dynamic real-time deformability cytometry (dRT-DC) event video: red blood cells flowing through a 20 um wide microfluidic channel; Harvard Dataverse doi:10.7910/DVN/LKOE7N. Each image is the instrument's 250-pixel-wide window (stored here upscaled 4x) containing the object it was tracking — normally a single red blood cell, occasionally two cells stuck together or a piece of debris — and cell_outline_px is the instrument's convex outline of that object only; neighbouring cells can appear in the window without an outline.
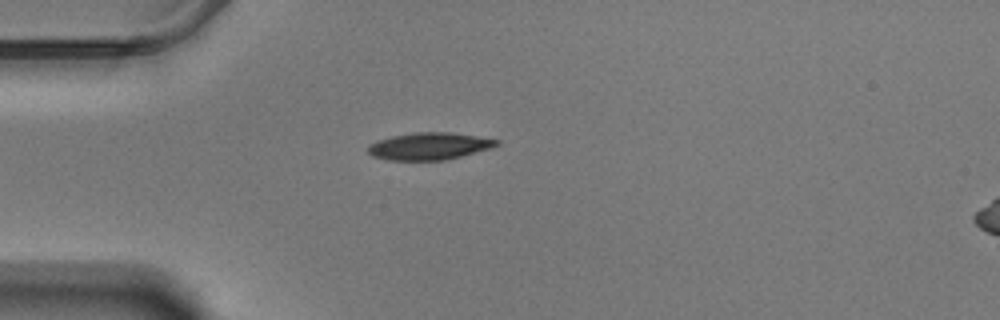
{"species": "Egyptian fruit bat (a non-hibernating species)", "species_latin": "Rousettus aegyptiacus", "temperature_condition": "warm", "stored_images_in_passage": 43, "camera_frame_rate_fps": 3000, "um_per_image_px": 0.085, "animal": {"sex": "male"}, "frame": {"image": 1, "passage_image": 1, "time_ms": 0.0, "image_size_px": [1000, 320], "cell_outline_px": [[500, 144], [492, 148], [444, 160], [392, 160], [372, 156], [368, 152], [368, 144], [376, 140], [392, 136], [412, 132], [452, 132], [500, 140]], "centroid_in_image_um": [36.48, 12.41], "position_along_channel_um": 48.5, "area_um2": 20.4}}
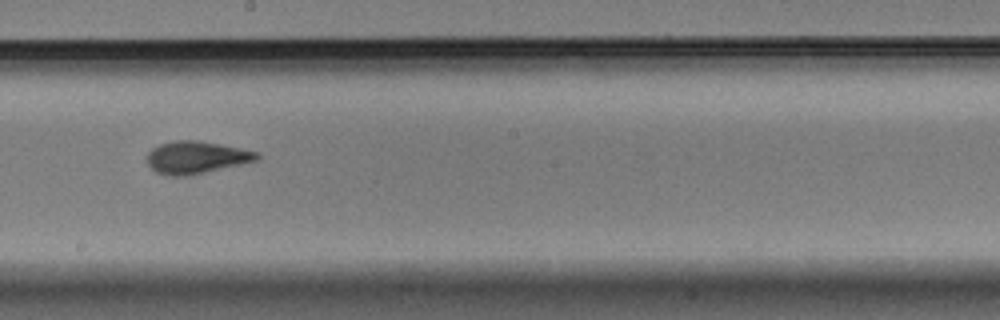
{"frame": {"image": 2, "passage_image": 18, "time_ms": 5.667, "image_size_px": [1000, 320], "cell_outline_px": [[260, 156], [256, 160], [240, 164], [188, 176], [168, 176], [156, 172], [148, 164], [148, 152], [152, 148], [160, 144], [176, 140], [196, 140], [220, 144], [260, 152]], "centroid_in_image_um": [16.67, 13.38], "position_along_channel_um": 231.5, "area_um2": 20.58}}
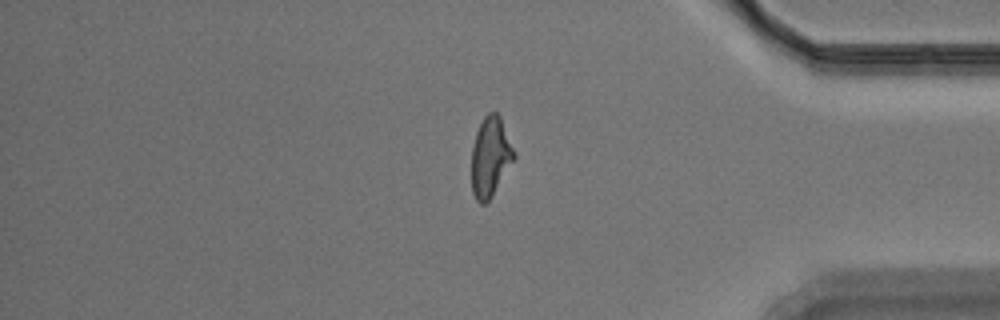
{"frame": {"image": 3, "passage_image": 34, "time_ms": 11.0, "image_size_px": [1000, 320], "cell_outline_px": [[516, 156], [492, 196], [484, 204], [480, 204], [476, 200], [472, 192], [472, 148], [476, 132], [484, 116], [488, 112], [496, 112], [500, 116], [516, 152]], "centroid_in_image_um": [41.69, 13.32], "position_along_channel_um": 393.5, "area_um2": 19.71}, "authors_computed_cell_mechanics": {"area_um2": 20.23, "velocity_mm_per_s": 3.4735, "shape_relaxation_time_tau1_ms": 2.9719, "shape_relaxation_time_tau2_ms": 1.8683, "deformation_change_tau1": 0.1647, "deformation_change_tau2": 0.1024}}